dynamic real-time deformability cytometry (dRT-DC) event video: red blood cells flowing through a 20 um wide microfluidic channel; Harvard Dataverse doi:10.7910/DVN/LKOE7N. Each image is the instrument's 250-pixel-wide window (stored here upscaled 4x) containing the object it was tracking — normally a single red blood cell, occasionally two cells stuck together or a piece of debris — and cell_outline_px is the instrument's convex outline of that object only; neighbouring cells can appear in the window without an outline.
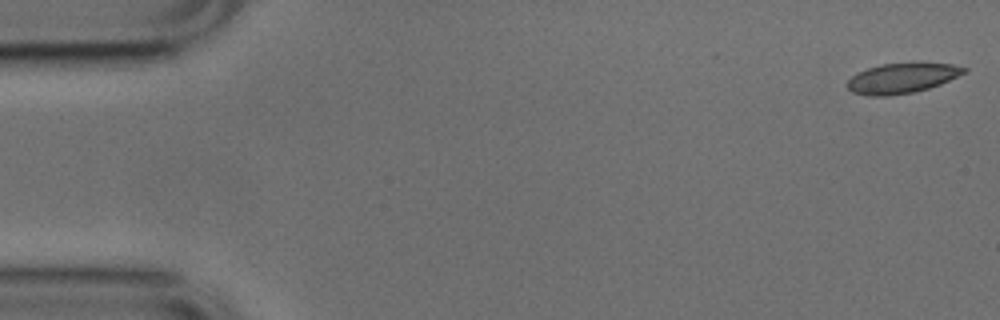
{"species": "common noctule bat (a hibernating species)", "species_latin": "Nyctalus noctula", "temperature_condition": "cold", "stored_images_in_passage": 8, "camera_frame_rate_fps": 3000, "um_per_image_px": 0.085, "animal": {"sex": "male", "body_mass_g": 17.9, "forearm_length_mm": 54.2}, "frame": {"image": 1, "passage_image": 1, "time_ms": 0.0, "image_size_px": [1000, 320], "cell_outline_px": [[968, 72], [940, 84], [928, 88], [912, 92], [888, 96], [868, 96], [852, 92], [848, 88], [848, 80], [856, 72], [880, 64], [912, 60], [952, 64], [968, 68]], "centroid_in_image_um": [76.71, 6.59], "position_along_channel_um": 8.3, "area_um2": 21.21}}